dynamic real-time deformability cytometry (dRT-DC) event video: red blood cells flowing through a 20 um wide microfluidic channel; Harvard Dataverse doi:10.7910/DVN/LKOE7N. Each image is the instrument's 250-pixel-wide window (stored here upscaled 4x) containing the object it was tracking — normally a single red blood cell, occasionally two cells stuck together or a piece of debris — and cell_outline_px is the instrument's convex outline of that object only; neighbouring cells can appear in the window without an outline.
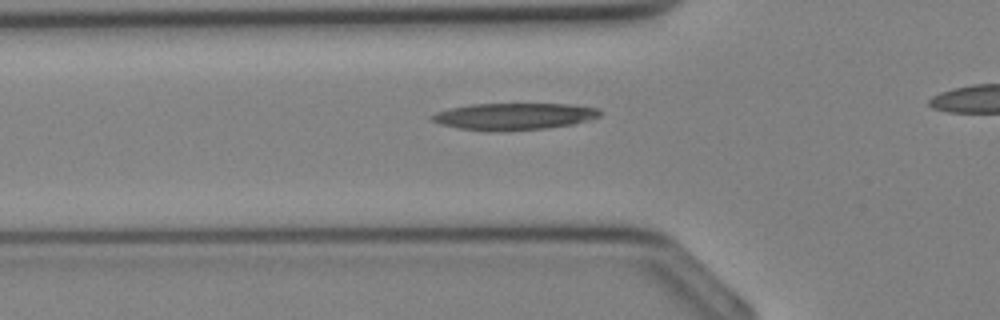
{"species": "Egyptian fruit bat (a non-hibernating species)", "species_latin": "Rousettus aegyptiacus", "temperature_condition": "cold", "stored_images_in_passage": 25, "camera_frame_rate_fps": 3000, "um_per_image_px": 0.085, "animal": {"sex": "female"}, "frame": {"image": 1, "passage_image": 8, "time_ms": 2.333, "image_size_px": [1000, 320], "cell_outline_px": [[600, 116], [592, 120], [572, 124], [548, 128], [504, 132], [484, 132], [456, 128], [440, 124], [432, 120], [428, 116], [436, 112], [448, 108], [472, 104], [572, 104], [600, 108]], "centroid_in_image_um": [43.67, 9.91], "position_along_channel_um": 82.1, "area_um2": 26.93}}
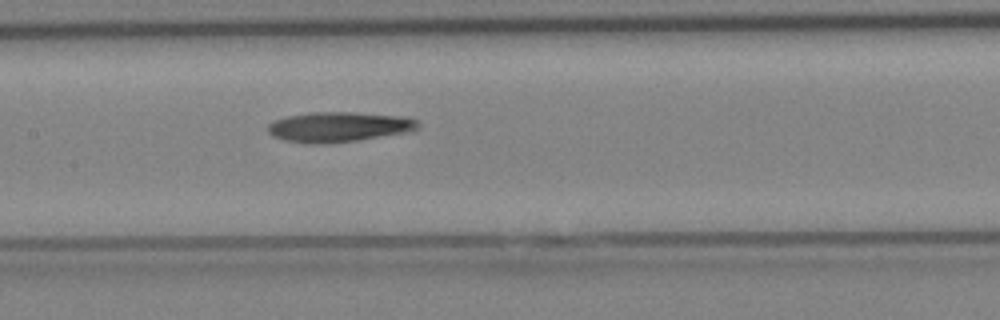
{"frame": {"image": 2, "passage_image": 13, "time_ms": 4.0, "image_size_px": [1000, 320], "cell_outline_px": [[420, 128], [416, 132], [356, 140], [324, 144], [308, 144], [284, 140], [272, 136], [268, 132], [268, 124], [272, 120], [288, 116], [312, 112], [352, 112], [408, 116], [420, 120]], "centroid_in_image_um": [28.89, 10.79], "position_along_channel_um": 178.5, "area_um2": 26.99}}
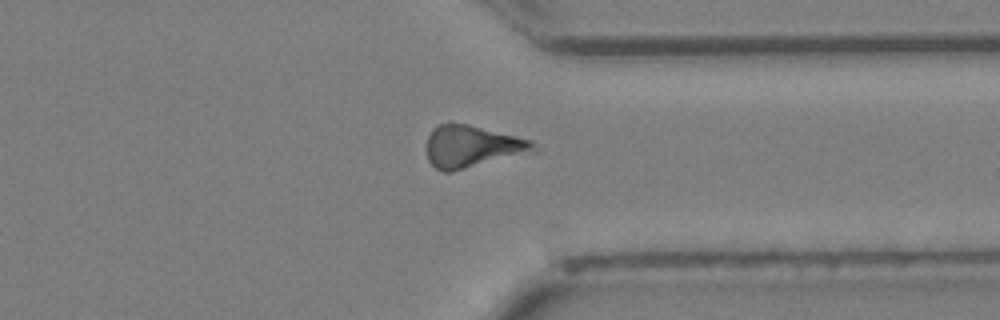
{"frame": {"image": 3, "passage_image": 23, "time_ms": 7.333, "image_size_px": [1000, 320], "cell_outline_px": [[540, 152], [452, 172], [444, 172], [436, 168], [428, 160], [428, 136], [432, 128], [436, 124], [468, 124], [532, 140], [540, 148]], "centroid_in_image_um": [40.24, 12.48], "position_along_channel_um": 371.2, "area_um2": 26.76}}